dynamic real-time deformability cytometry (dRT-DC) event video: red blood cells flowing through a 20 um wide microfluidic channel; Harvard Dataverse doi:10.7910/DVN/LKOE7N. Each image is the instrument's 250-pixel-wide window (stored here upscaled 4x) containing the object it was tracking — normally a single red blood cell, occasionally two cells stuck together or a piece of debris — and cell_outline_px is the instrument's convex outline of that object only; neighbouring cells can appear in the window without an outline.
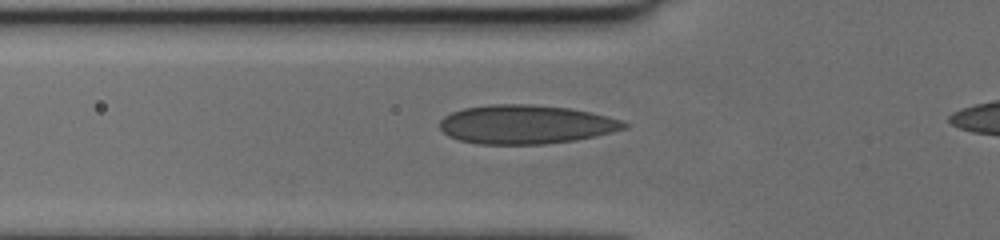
{"species": "human", "species_latin": "Homo sapiens", "temperature_condition": "cold", "stored_images_in_passage": 33, "camera_frame_rate_fps": 3000, "um_per_image_px": 0.085, "donor": {"sex": "female"}, "frame": {"image": 1, "passage_image": 7, "time_ms": 2.0, "image_size_px": [1000, 240], "cell_outline_px": [[628, 128], [612, 132], [576, 140], [544, 144], [476, 144], [460, 140], [448, 136], [440, 128], [440, 120], [444, 116], [452, 112], [464, 108], [488, 104], [532, 104], [572, 108], [592, 112], [608, 116], [620, 120], [628, 124]], "centroid_in_image_um": [44.7, 10.57], "position_along_channel_um": 81.1, "area_um2": 42.02}}
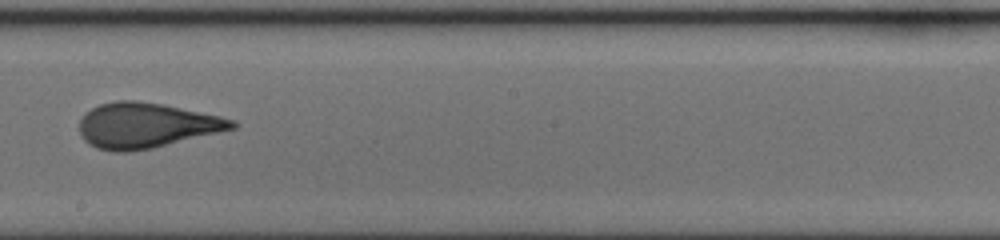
{"frame": {"image": 2, "passage_image": 18, "time_ms": 5.667, "image_size_px": [1000, 240], "cell_outline_px": [[236, 128], [152, 148], [128, 152], [116, 152], [96, 148], [84, 140], [80, 132], [80, 120], [92, 108], [100, 104], [116, 100], [136, 100], [164, 104], [220, 116], [236, 120]], "centroid_in_image_um": [12.43, 10.65], "position_along_channel_um": 235.8, "area_um2": 40.0}}
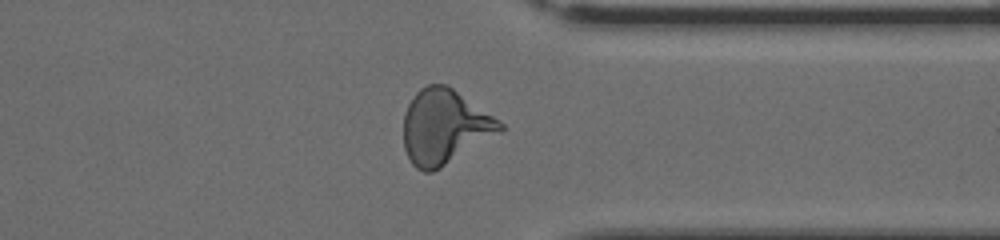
{"frame": {"image": 3, "passage_image": 28, "time_ms": 9.0, "image_size_px": [1000, 240], "cell_outline_px": [[504, 128], [500, 132], [440, 168], [432, 172], [424, 172], [416, 168], [412, 164], [404, 148], [404, 116], [408, 104], [412, 96], [420, 88], [428, 84], [444, 84], [452, 88], [500, 120], [504, 124]], "centroid_in_image_um": [37.76, 10.77], "position_along_channel_um": 373.6, "area_um2": 41.56}}